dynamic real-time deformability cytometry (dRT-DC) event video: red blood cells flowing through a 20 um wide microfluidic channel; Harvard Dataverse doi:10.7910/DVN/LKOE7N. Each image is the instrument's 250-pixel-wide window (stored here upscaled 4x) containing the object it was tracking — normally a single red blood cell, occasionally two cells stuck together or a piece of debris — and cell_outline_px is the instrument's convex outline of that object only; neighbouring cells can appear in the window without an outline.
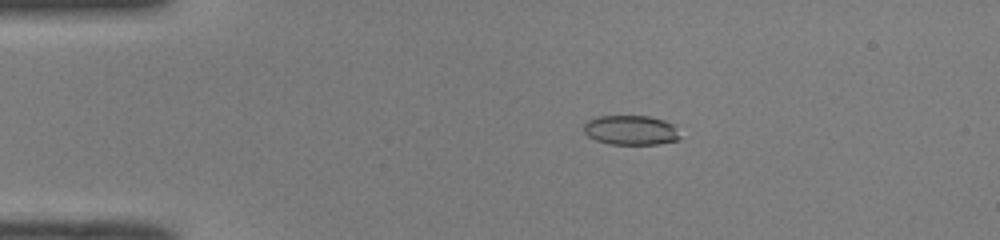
{"species": "common noctule bat (a hibernating species)", "species_latin": "Nyctalus noctula", "temperature_condition": "room temperature", "stored_images_in_passage": 50, "camera_frame_rate_fps": 3000, "um_per_image_px": 0.085, "animal": {"sex": "male", "body_mass_g": 19.0, "forearm_length_mm": 50.8}, "frame": {"image": 1, "passage_image": 10, "time_ms": 3.0, "image_size_px": [1000, 240], "cell_outline_px": [[680, 140], [656, 144], [608, 144], [596, 140], [588, 136], [584, 132], [584, 124], [588, 120], [600, 116], [648, 116], [680, 124]], "centroid_in_image_um": [53.72, 11.06], "position_along_channel_um": 31.3, "area_um2": 16.99}}
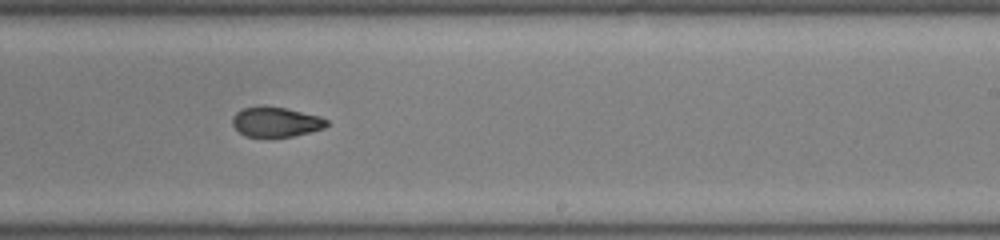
{"frame": {"image": 2, "passage_image": 31, "time_ms": 10.0, "image_size_px": [1000, 240], "cell_outline_px": [[328, 124], [324, 128], [292, 136], [244, 136], [232, 124], [232, 116], [236, 112], [244, 108], [284, 108], [320, 116], [328, 120]], "centroid_in_image_um": [23.46, 10.38], "position_along_channel_um": 265.5, "area_um2": 15.78}}
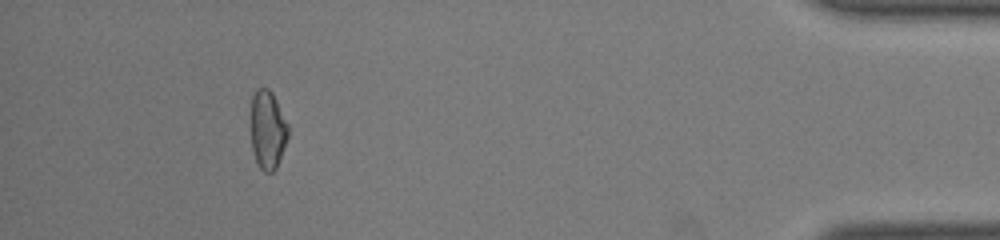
{"frame": {"image": 3, "passage_image": 46, "time_ms": 15.0, "image_size_px": [1000, 240], "cell_outline_px": [[288, 136], [276, 168], [272, 172], [264, 172], [260, 168], [252, 152], [252, 96], [256, 88], [268, 88], [272, 92], [288, 124]], "centroid_in_image_um": [22.75, 11.03], "position_along_channel_um": 412.4, "area_um2": 16.82}, "authors_computed_cell_mechanics": {"area_um2": 17.4556, "velocity_mm_per_s": 4.1109, "shape_relaxation_time_tau1_ms": 5.9523, "shape_relaxation_time_tau2_ms": 1.7628, "deformation_change_tau1": 0.2026, "deformation_change_tau2": 0.0738}}